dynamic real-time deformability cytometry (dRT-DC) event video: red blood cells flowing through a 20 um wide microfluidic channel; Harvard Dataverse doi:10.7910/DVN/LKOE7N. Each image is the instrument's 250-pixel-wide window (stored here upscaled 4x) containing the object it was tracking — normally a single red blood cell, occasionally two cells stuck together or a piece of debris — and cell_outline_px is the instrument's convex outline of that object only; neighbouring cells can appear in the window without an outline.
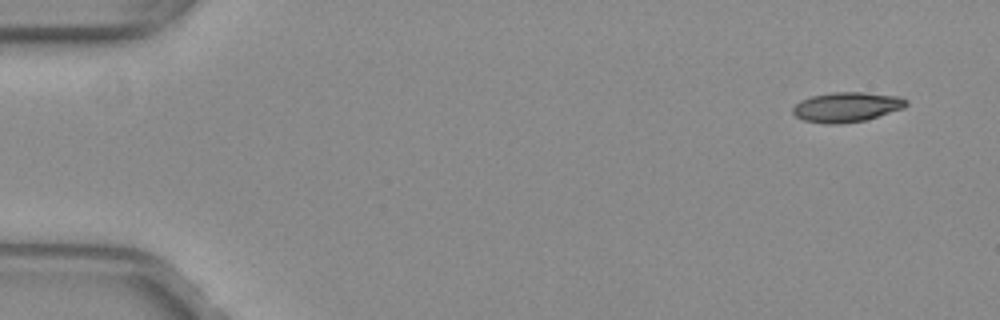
{"species": "common noctule bat (a hibernating species)", "species_latin": "Nyctalus noctula", "temperature_condition": "warm", "stored_images_in_passage": 50, "camera_frame_rate_fps": 3000, "um_per_image_px": 0.085, "animal": {"sex": "female", "body_mass_g": 29.2, "forearm_length_mm": 56.3}, "frame": {"image": 1, "passage_image": 1, "time_ms": 0.0, "image_size_px": [1000, 320], "cell_outline_px": [[908, 104], [904, 108], [868, 120], [840, 124], [828, 124], [804, 120], [796, 116], [792, 112], [792, 108], [800, 100], [812, 96], [832, 92], [864, 92], [900, 96], [908, 100]], "centroid_in_image_um": [72.01, 9.1], "position_along_channel_um": 13.0, "area_um2": 19.94}}
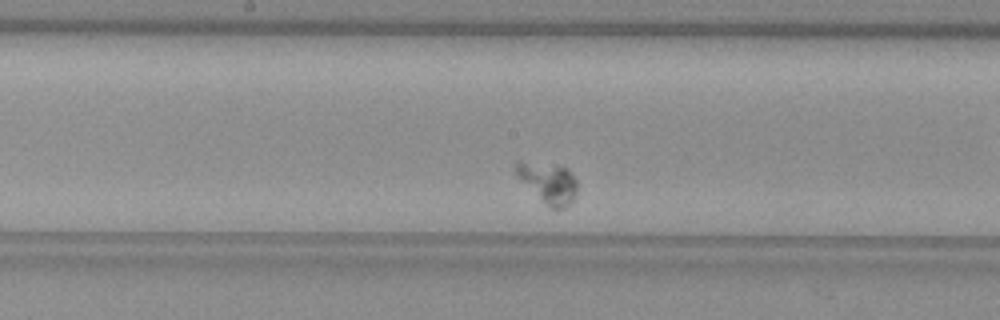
{"frame": {"image": 2, "passage_image": 22, "time_ms": 7.0, "image_size_px": [1000, 320], "cell_outline_px": [[576, 196], [564, 208], [552, 208], [540, 200], [516, 176], [512, 164], [516, 160], [520, 160], [568, 168], [576, 180]], "centroid_in_image_um": [46.53, 15.5], "position_along_channel_um": 201.7, "area_um2": 14.51}}
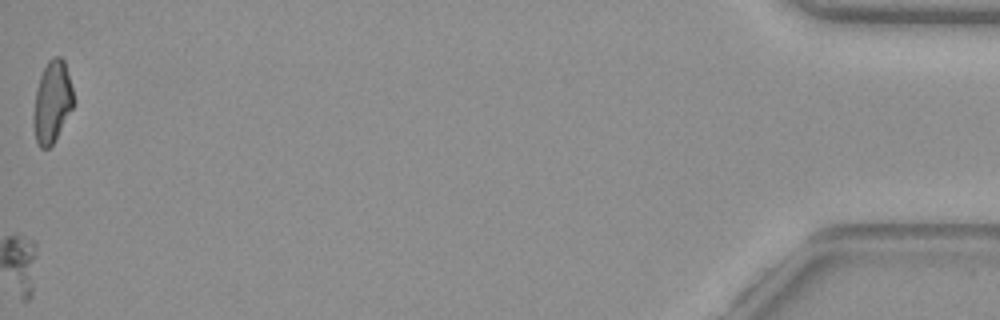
{"frame": {"image": 3, "passage_image": 50, "time_ms": 16.333, "image_size_px": [1000, 320], "cell_outline_px": [[76, 100], [72, 108], [52, 144], [48, 148], [40, 148], [36, 140], [32, 120], [32, 116], [36, 92], [40, 76], [48, 60], [52, 56], [60, 56], [64, 60]], "centroid_in_image_um": [4.43, 8.64], "position_along_channel_um": 430.8, "area_um2": 19.02}}